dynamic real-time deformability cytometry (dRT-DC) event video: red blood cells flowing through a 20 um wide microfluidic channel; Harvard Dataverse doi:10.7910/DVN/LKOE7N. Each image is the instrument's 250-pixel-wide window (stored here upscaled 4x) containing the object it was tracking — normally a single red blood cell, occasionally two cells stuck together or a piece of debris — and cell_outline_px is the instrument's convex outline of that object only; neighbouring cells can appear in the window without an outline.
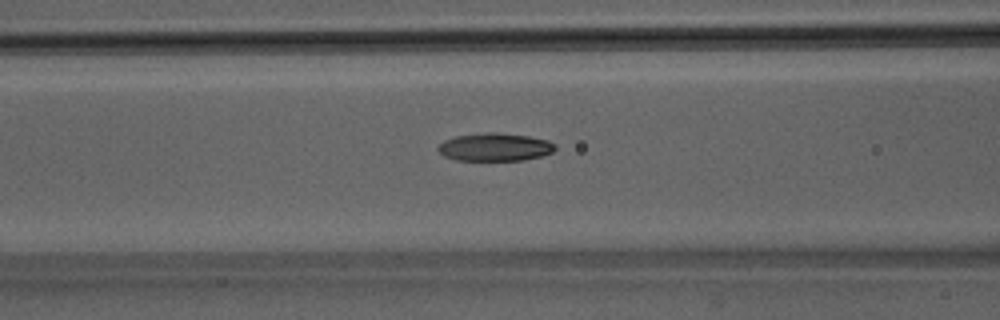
{"species": "Egyptian fruit bat (a non-hibernating species)", "species_latin": "Rousettus aegyptiacus", "temperature_condition": "room temperature", "stored_images_in_passage": 40, "camera_frame_rate_fps": 3000, "um_per_image_px": 0.085, "animal": {"sex": "male"}, "frame": {"image": 1, "passage_image": 13, "time_ms": 4.0, "image_size_px": [1000, 320], "cell_outline_px": [[556, 148], [552, 152], [540, 156], [524, 160], [456, 160], [444, 156], [436, 148], [444, 140], [456, 136], [488, 132], [496, 132], [528, 136], [548, 140], [556, 144]], "centroid_in_image_um": [42.07, 12.5], "position_along_channel_um": 124.5, "area_um2": 19.02}}
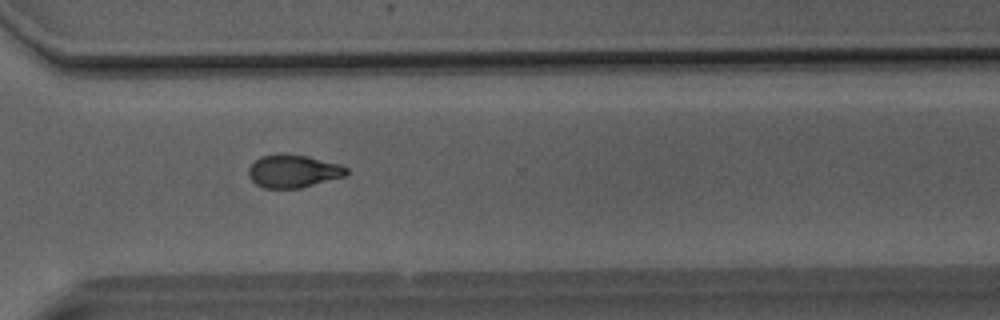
{"frame": {"image": 2, "passage_image": 29, "time_ms": 9.333, "image_size_px": [1000, 320], "cell_outline_px": [[348, 172], [344, 176], [300, 188], [264, 188], [256, 184], [248, 176], [248, 168], [260, 156], [308, 156], [340, 164], [348, 168]], "centroid_in_image_um": [24.93, 14.58], "position_along_channel_um": 345.7, "area_um2": 18.21}}
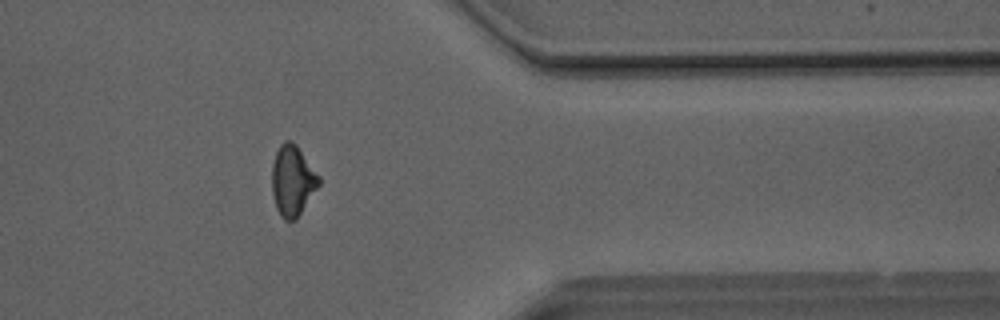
{"frame": {"image": 3, "passage_image": 33, "time_ms": 10.667, "image_size_px": [1000, 320], "cell_outline_px": [[320, 184], [296, 220], [284, 220], [280, 216], [276, 208], [272, 192], [272, 164], [276, 152], [280, 144], [284, 140], [288, 140], [296, 144], [320, 176]], "centroid_in_image_um": [24.86, 15.36], "position_along_channel_um": 386.5, "area_um2": 19.36}}